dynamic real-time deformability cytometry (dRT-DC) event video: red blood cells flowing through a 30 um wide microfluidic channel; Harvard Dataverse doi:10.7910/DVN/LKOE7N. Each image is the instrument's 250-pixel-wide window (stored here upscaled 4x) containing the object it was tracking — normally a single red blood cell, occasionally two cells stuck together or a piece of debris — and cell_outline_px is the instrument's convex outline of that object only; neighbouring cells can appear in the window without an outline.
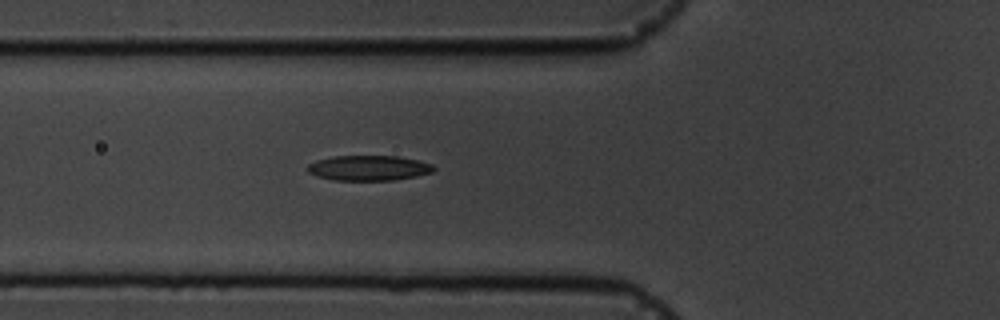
{"species": "common noctule bat (a hibernating species)", "species_latin": "Nyctalus noctula", "temperature_condition": "cold", "stored_images_in_passage": 6, "camera_frame_rate_fps": 3000, "um_per_image_px": 0.085, "animal": {"sex": "male", "body_mass_g": 19.5, "forearm_length_mm": 54.6}, "frame": {"image": 1, "passage_image": 6, "time_ms": 5.667, "image_size_px": [1000, 320], "cell_outline_px": [[436, 168], [432, 172], [416, 176], [392, 180], [332, 180], [308, 172], [308, 164], [316, 160], [332, 156], [400, 156], [420, 160], [432, 164]], "centroid_in_image_um": [31.37, 14.27], "position_along_channel_um": 94.4, "area_um2": 18.5}}